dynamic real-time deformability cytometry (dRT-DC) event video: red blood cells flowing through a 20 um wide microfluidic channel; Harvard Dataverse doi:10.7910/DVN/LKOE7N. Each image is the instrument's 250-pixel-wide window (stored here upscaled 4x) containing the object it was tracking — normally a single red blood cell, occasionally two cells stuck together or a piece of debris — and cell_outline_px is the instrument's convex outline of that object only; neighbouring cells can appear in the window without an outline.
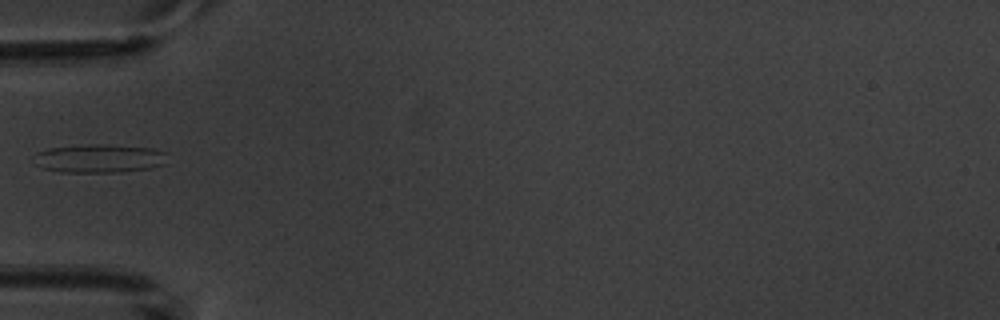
{"species": "common noctule bat (a hibernating species)", "species_latin": "Nyctalus noctula", "temperature_condition": "warm", "stored_images_in_passage": 1, "camera_frame_rate_fps": 3000, "um_per_image_px": 0.085, "animal": {"sex": "male", "body_mass_g": 20.1, "forearm_length_mm": 53.5}, "frame": {"image": 1, "passage_image": 1, "time_ms": 0.0, "image_size_px": [1000, 320], "cell_outline_px": [[168, 152], [164, 164], [152, 168], [120, 172], [60, 172], [40, 168], [36, 164], [36, 152], [48, 148], [88, 144], [108, 144], [152, 148]], "centroid_in_image_um": [8.46, 13.46], "position_along_channel_um": 76.5, "area_um2": 22.43}}